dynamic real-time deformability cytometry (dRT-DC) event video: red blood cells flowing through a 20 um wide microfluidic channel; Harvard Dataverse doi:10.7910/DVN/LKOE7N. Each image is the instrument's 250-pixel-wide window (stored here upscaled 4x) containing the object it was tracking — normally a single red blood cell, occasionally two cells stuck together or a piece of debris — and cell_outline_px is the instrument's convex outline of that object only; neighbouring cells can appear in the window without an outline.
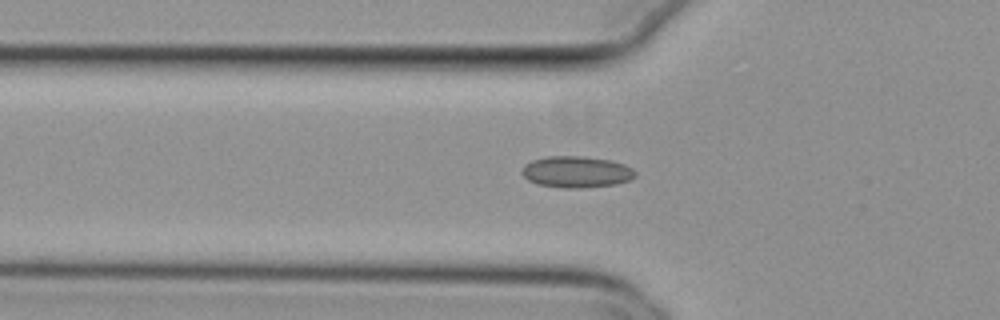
{"species": "common noctule bat (a hibernating species)", "species_latin": "Nyctalus noctula", "temperature_condition": "cold", "stored_images_in_passage": 47, "camera_frame_rate_fps": 3000, "um_per_image_px": 0.085, "animal": {"sex": "female", "body_mass_g": 29.2, "forearm_length_mm": 56.3}, "frame": {"image": 1, "passage_image": 14, "time_ms": 4.333, "image_size_px": [1000, 320], "cell_outline_px": [[636, 176], [628, 180], [616, 184], [580, 188], [560, 188], [536, 184], [528, 180], [520, 172], [524, 164], [532, 160], [548, 156], [584, 156], [612, 160], [624, 164], [632, 168], [636, 172]], "centroid_in_image_um": [48.97, 14.61], "position_along_channel_um": 76.8, "area_um2": 20.98}}
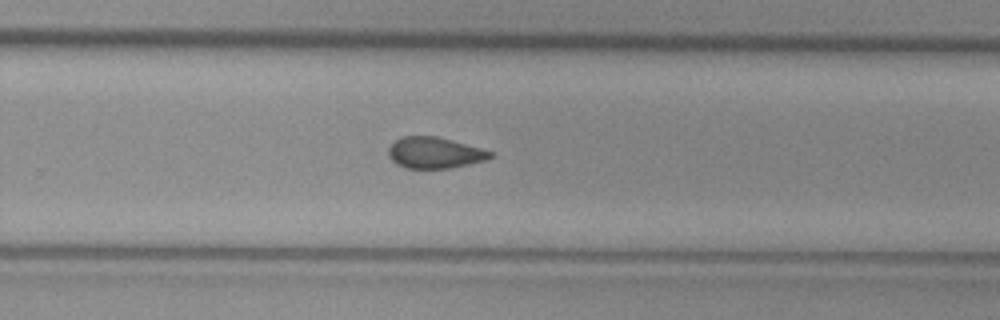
{"frame": {"image": 2, "passage_image": 31, "time_ms": 10.0, "image_size_px": [1000, 320], "cell_outline_px": [[496, 156], [488, 160], [452, 168], [404, 168], [396, 164], [388, 156], [388, 148], [396, 140], [404, 136], [436, 136], [452, 140], [480, 148], [492, 152]], "centroid_in_image_um": [36.97, 13.0], "position_along_channel_um": 292.8, "area_um2": 18.61}}
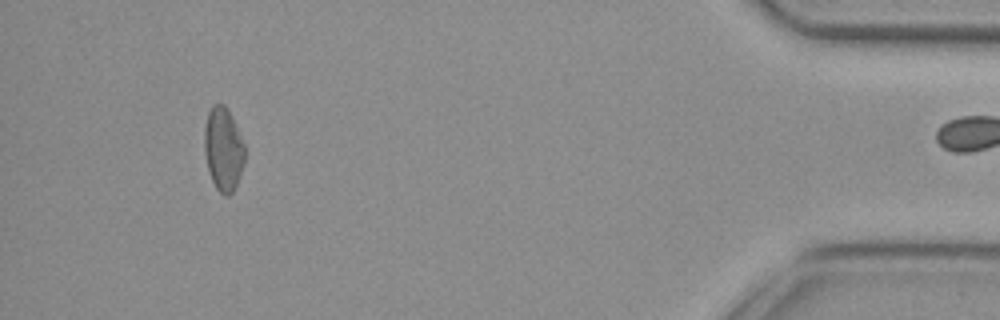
{"frame": {"image": 3, "passage_image": 46, "time_ms": 15.0, "image_size_px": [1000, 320], "cell_outline_px": [[244, 164], [236, 184], [232, 192], [228, 196], [224, 196], [216, 188], [212, 180], [208, 168], [204, 152], [204, 128], [208, 112], [212, 104], [224, 104], [244, 144]], "centroid_in_image_um": [18.95, 12.69], "position_along_channel_um": 416.2, "area_um2": 19.31}}